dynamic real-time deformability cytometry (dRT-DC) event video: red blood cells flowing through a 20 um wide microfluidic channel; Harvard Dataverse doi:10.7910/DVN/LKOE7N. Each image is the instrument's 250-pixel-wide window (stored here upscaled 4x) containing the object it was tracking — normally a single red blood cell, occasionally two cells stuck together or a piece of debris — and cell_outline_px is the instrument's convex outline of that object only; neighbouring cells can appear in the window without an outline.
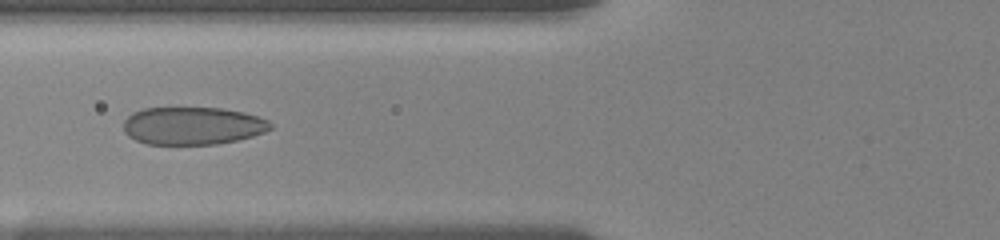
{"species": "human", "species_latin": "Homo sapiens", "temperature_condition": "room temperature", "stored_images_in_passage": 29, "camera_frame_rate_fps": 3000, "um_per_image_px": 0.085, "donor": {"sex": "female"}, "frame": {"image": 1, "passage_image": 16, "time_ms": 7.0, "image_size_px": [1000, 240], "cell_outline_px": [[272, 128], [264, 132], [252, 136], [236, 140], [216, 144], [148, 144], [136, 140], [128, 136], [124, 132], [124, 120], [132, 112], [144, 108], [220, 108], [244, 112], [268, 120], [272, 124]], "centroid_in_image_um": [16.36, 10.69], "position_along_channel_um": 109.4, "area_um2": 32.25}}
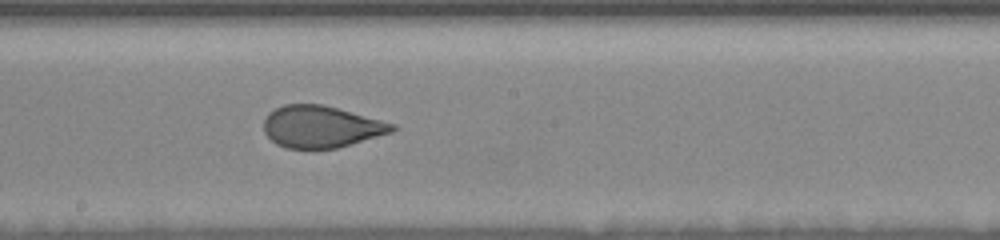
{"frame": {"image": 2, "passage_image": 22, "time_ms": 10.0, "image_size_px": [1000, 240], "cell_outline_px": [[396, 128], [392, 132], [336, 148], [284, 148], [276, 144], [264, 132], [264, 120], [268, 112], [284, 104], [320, 104], [336, 108], [396, 124]], "centroid_in_image_um": [27.26, 10.77], "position_along_channel_um": 220.9, "area_um2": 30.98}}
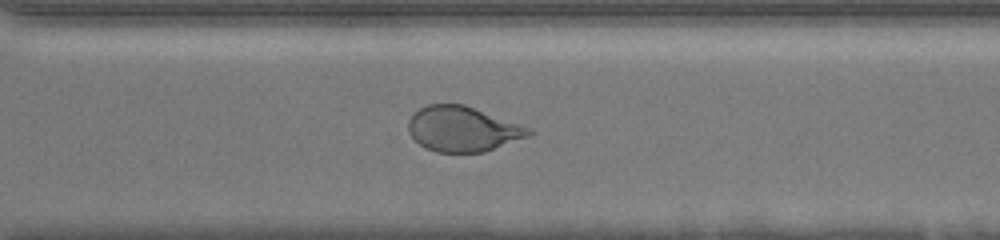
{"frame": {"image": 3, "passage_image": 29, "time_ms": 13.0, "image_size_px": [1000, 240], "cell_outline_px": [[532, 132], [528, 136], [484, 152], [436, 152], [424, 148], [408, 132], [408, 120], [420, 108], [428, 104], [464, 104], [532, 128]], "centroid_in_image_um": [39.32, 10.96], "position_along_channel_um": 331.3, "area_um2": 31.5}}